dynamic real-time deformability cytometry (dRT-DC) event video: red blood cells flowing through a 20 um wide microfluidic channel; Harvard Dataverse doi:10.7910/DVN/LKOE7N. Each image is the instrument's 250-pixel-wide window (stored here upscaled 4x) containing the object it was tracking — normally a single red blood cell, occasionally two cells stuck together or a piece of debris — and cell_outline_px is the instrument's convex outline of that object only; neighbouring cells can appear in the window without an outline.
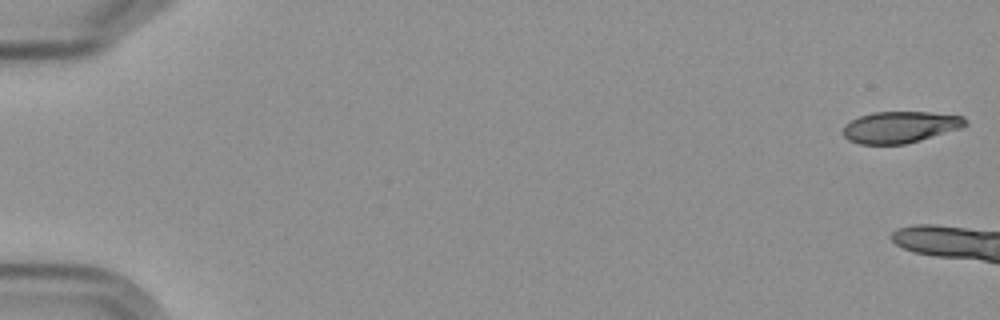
{"species": "Egyptian fruit bat (a non-hibernating species)", "species_latin": "Rousettus aegyptiacus", "temperature_condition": "cold", "stored_images_in_passage": 3, "camera_frame_rate_fps": 3000, "um_per_image_px": 0.085, "frame": {"image": 1, "passage_image": 1, "time_ms": 0.0, "image_size_px": [1000, 320], "cell_outline_px": [[968, 124], [964, 128], [920, 140], [904, 144], [860, 144], [848, 140], [844, 136], [844, 124], [860, 116], [872, 112], [932, 112], [964, 116], [968, 120]], "centroid_in_image_um": [76.58, 10.8], "position_along_channel_um": 8.4, "area_um2": 22.66}}